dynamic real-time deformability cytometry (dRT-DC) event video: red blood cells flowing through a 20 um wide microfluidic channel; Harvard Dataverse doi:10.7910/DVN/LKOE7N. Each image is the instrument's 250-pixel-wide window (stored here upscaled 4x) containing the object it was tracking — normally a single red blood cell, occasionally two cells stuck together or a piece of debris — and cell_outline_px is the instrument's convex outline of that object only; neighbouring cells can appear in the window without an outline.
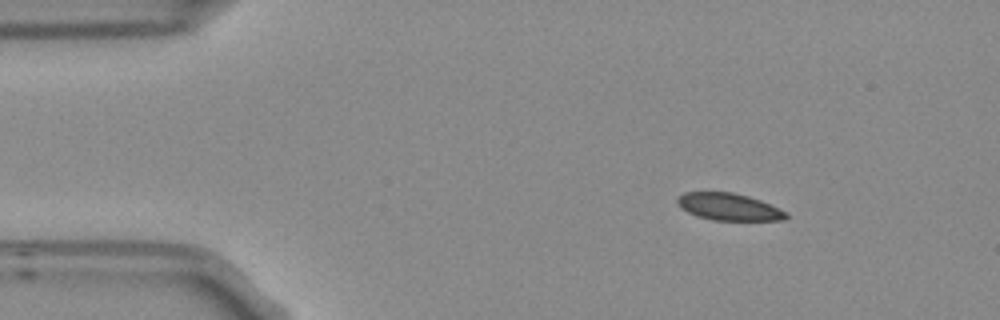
{"species": "Egyptian fruit bat (a non-hibernating species)", "species_latin": "Rousettus aegyptiacus", "temperature_condition": "room temperature", "stored_images_in_passage": 4, "camera_frame_rate_fps": 3000, "um_per_image_px": 0.085, "frame": {"image": 1, "passage_image": 1, "time_ms": 0.0, "image_size_px": [1000, 320], "cell_outline_px": [[788, 216], [784, 220], [712, 220], [696, 216], [680, 208], [676, 204], [676, 200], [684, 192], [732, 192], [748, 196], [760, 200], [788, 212]], "centroid_in_image_um": [61.93, 17.58], "position_along_channel_um": 23.1, "area_um2": 17.22}}